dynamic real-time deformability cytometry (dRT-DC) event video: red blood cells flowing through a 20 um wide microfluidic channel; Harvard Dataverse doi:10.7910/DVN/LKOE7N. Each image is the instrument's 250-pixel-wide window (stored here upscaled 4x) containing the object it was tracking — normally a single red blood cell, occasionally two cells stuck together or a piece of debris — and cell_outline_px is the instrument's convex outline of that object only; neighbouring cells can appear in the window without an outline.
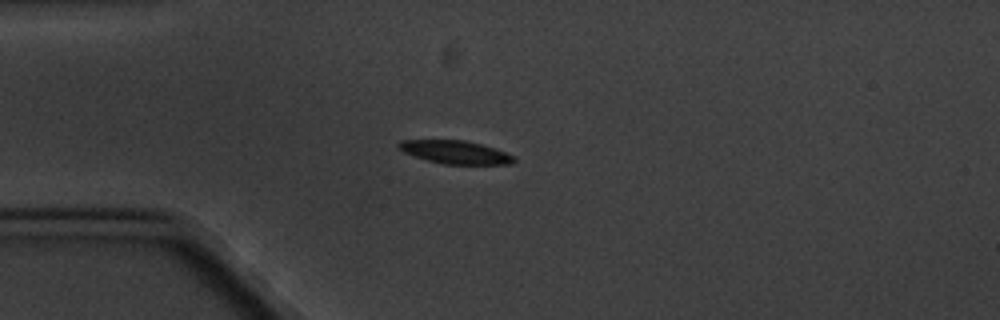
{"species": "common noctule bat (a hibernating species)", "species_latin": "Nyctalus noctula", "temperature_condition": "cold", "stored_images_in_passage": 6, "camera_frame_rate_fps": 3000, "um_per_image_px": 0.085, "animal": {"sex": "male", "body_mass_g": 20.1, "forearm_length_mm": 53.5}, "frame": {"image": 1, "passage_image": 4, "time_ms": 3.667, "image_size_px": [1000, 320], "cell_outline_px": [[516, 160], [512, 164], [444, 164], [428, 160], [404, 152], [396, 148], [396, 144], [400, 140], [464, 140], [496, 148], [516, 156]], "centroid_in_image_um": [38.72, 12.93], "position_along_channel_um": 46.3, "area_um2": 15.61}}